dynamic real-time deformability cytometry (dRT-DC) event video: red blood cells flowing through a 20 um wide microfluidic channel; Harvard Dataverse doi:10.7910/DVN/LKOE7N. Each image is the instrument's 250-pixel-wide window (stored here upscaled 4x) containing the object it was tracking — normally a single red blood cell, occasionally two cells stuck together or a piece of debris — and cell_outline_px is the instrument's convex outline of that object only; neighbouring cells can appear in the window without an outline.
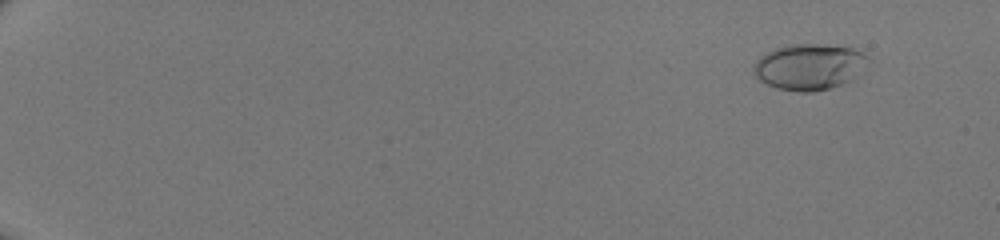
{"species": "human", "species_latin": "Homo sapiens", "temperature_condition": "room temperature", "stored_images_in_passage": 52, "camera_frame_rate_fps": 3000, "um_per_image_px": 0.085, "donor": {"sex": "male"}, "frame": {"image": 1, "passage_image": 6, "time_ms": 1.667, "image_size_px": [1000, 240], "cell_outline_px": [[868, 60], [848, 80], [840, 84], [828, 88], [812, 92], [800, 92], [776, 88], [760, 80], [756, 76], [756, 60], [760, 56], [776, 48], [792, 44], [816, 44], [852, 48], [860, 52]], "centroid_in_image_um": [68.72, 5.67], "position_along_channel_um": 16.3, "area_um2": 29.54}}
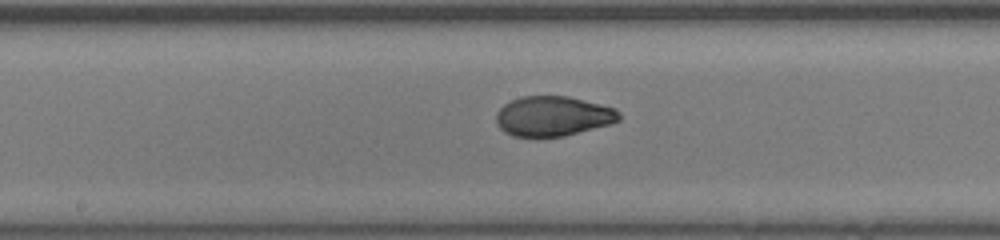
{"frame": {"image": 2, "passage_image": 32, "time_ms": 10.333, "image_size_px": [1000, 240], "cell_outline_px": [[620, 120], [612, 124], [564, 136], [512, 136], [504, 132], [496, 124], [496, 112], [504, 104], [520, 96], [568, 96], [616, 108], [620, 112]], "centroid_in_image_um": [47.01, 9.87], "position_along_channel_um": 201.2, "area_um2": 28.73}}
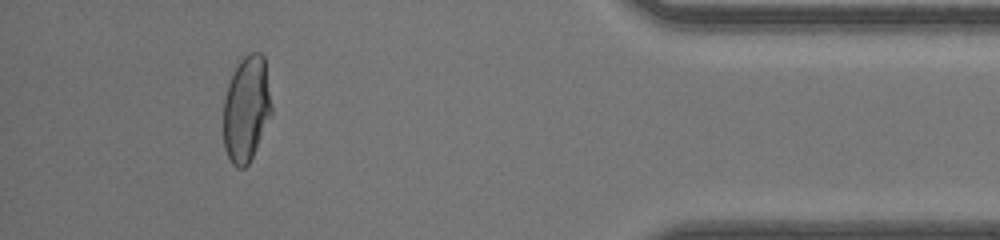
{"frame": {"image": 3, "passage_image": 49, "time_ms": 16.0, "image_size_px": [1000, 240], "cell_outline_px": [[272, 112], [256, 148], [248, 164], [244, 168], [236, 168], [232, 164], [224, 148], [224, 100], [228, 84], [232, 72], [240, 60], [248, 52], [260, 52], [264, 56], [272, 108]], "centroid_in_image_um": [20.93, 9.23], "position_along_channel_um": 414.3, "area_um2": 29.59}}